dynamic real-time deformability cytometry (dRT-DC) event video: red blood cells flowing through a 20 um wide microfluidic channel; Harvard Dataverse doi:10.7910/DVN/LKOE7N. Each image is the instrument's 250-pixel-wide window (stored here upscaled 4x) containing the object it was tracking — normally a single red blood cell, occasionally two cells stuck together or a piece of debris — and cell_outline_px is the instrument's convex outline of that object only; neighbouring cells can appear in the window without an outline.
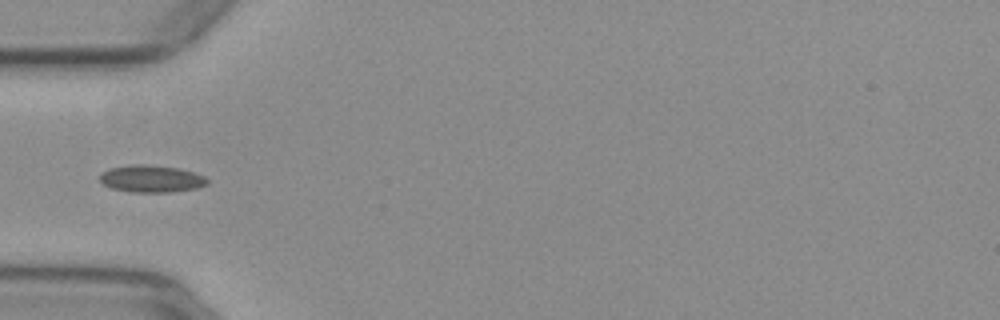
{"species": "common noctule bat (a hibernating species)", "species_latin": "Nyctalus noctula", "temperature_condition": "warm", "stored_images_in_passage": 34, "camera_frame_rate_fps": 3000, "um_per_image_px": 0.085, "animal": {"sex": "female", "body_mass_g": 29.2, "forearm_length_mm": 56.3}, "frame": {"image": 1, "passage_image": 1, "time_ms": 0.0, "image_size_px": [1000, 320], "cell_outline_px": [[208, 184], [196, 188], [172, 192], [132, 192], [112, 188], [104, 184], [100, 180], [100, 172], [108, 168], [132, 164], [144, 164], [180, 168], [204, 176], [208, 180]], "centroid_in_image_um": [12.85, 15.18], "position_along_channel_um": 72.2, "area_um2": 17.05}}
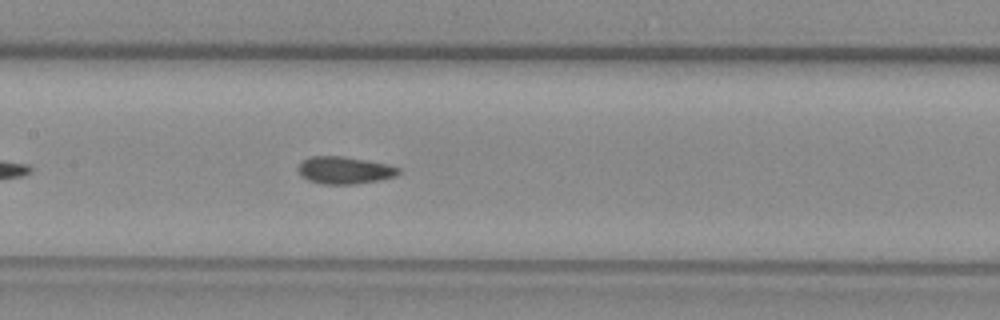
{"frame": {"image": 2, "passage_image": 9, "time_ms": 2.667, "image_size_px": [1000, 320], "cell_outline_px": [[400, 172], [396, 176], [380, 180], [352, 184], [320, 184], [308, 180], [300, 176], [300, 164], [304, 160], [312, 156], [340, 156], [388, 164], [400, 168]], "centroid_in_image_um": [29.31, 14.48], "position_along_channel_um": 178.1, "area_um2": 15.78}}
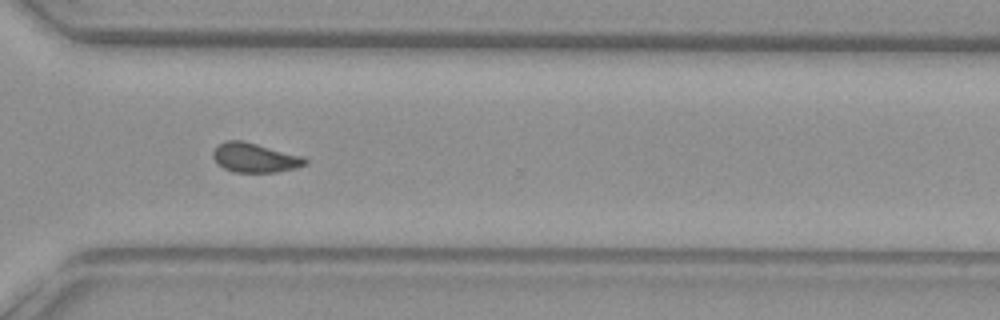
{"frame": {"image": 3, "passage_image": 22, "time_ms": 7.0, "image_size_px": [1000, 320], "cell_outline_px": [[308, 164], [296, 168], [272, 172], [232, 172], [224, 168], [212, 156], [212, 152], [224, 140], [244, 140], [304, 156], [308, 160]], "centroid_in_image_um": [21.7, 13.39], "position_along_channel_um": 348.9, "area_um2": 15.84}}